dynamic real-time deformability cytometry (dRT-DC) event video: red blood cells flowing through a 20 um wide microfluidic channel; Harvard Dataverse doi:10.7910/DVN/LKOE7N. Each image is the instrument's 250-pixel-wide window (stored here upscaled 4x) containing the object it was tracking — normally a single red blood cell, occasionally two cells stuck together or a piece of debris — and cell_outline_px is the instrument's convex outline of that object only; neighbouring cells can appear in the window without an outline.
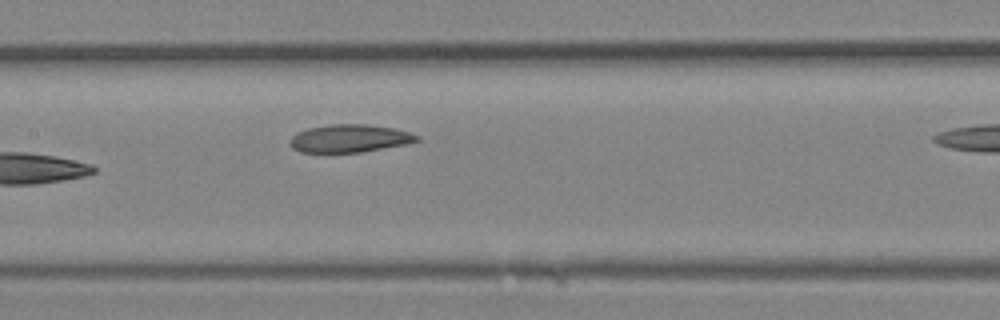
{"species": "Egyptian fruit bat (a non-hibernating species)", "species_latin": "Rousettus aegyptiacus", "temperature_condition": "room temperature", "stored_images_in_passage": 12, "camera_frame_rate_fps": 3000, "um_per_image_px": 0.085, "animal": {"sex": "female"}, "frame": {"image": 1, "passage_image": 12, "time_ms": 3.667, "image_size_px": [1000, 320], "cell_outline_px": [[420, 140], [408, 144], [360, 152], [300, 152], [292, 148], [292, 136], [296, 132], [308, 128], [332, 124], [368, 124], [396, 128], [420, 136]], "centroid_in_image_um": [29.76, 11.76], "position_along_channel_um": 177.6, "area_um2": 20.58}}